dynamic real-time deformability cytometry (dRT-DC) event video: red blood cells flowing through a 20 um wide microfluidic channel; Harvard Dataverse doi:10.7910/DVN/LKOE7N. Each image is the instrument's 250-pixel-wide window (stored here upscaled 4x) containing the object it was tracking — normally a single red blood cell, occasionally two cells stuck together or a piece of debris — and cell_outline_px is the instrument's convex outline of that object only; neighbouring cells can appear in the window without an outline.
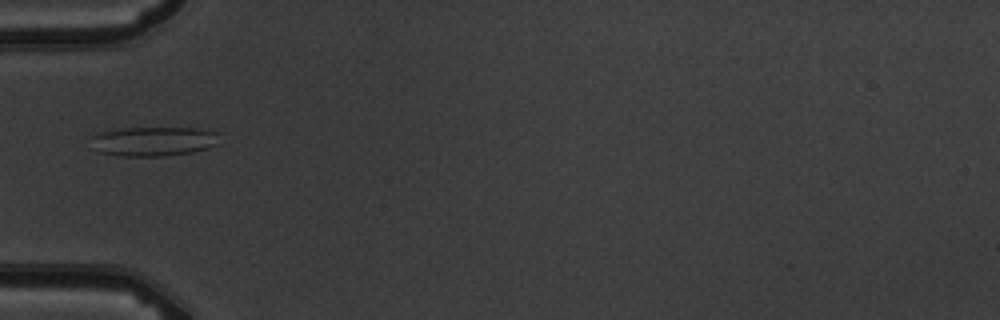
{"species": "common noctule bat (a hibernating species)", "species_latin": "Nyctalus noctula", "temperature_condition": "warm", "stored_images_in_passage": 6, "camera_frame_rate_fps": 3000, "um_per_image_px": 0.085, "animal": {"sex": "male", "body_mass_g": 19.5, "forearm_length_mm": 54.6}, "frame": {"image": 1, "passage_image": 5, "time_ms": 4.667, "image_size_px": [1000, 320], "cell_outline_px": [[220, 144], [208, 148], [192, 152], [164, 156], [120, 156], [100, 152], [92, 148], [92, 136], [100, 132], [128, 128], [200, 128], [220, 132]], "centroid_in_image_um": [13.13, 12.01], "position_along_channel_um": 71.9, "area_um2": 22.25}}
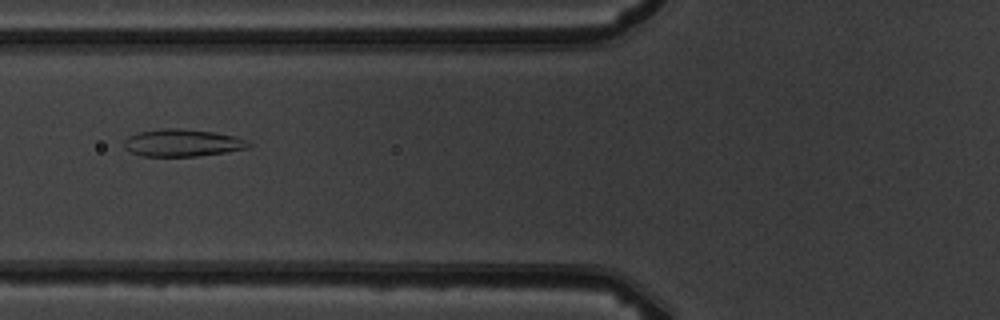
{"frame": {"image": 2, "passage_image": 6, "time_ms": 5.667, "image_size_px": [1000, 320], "cell_outline_px": [[252, 144], [248, 148], [224, 152], [196, 156], [140, 156], [128, 152], [124, 148], [124, 140], [128, 136], [136, 132], [160, 128], [180, 128], [216, 132], [236, 136]], "centroid_in_image_um": [15.44, 12.13], "position_along_channel_um": 110.4, "area_um2": 20.06}}